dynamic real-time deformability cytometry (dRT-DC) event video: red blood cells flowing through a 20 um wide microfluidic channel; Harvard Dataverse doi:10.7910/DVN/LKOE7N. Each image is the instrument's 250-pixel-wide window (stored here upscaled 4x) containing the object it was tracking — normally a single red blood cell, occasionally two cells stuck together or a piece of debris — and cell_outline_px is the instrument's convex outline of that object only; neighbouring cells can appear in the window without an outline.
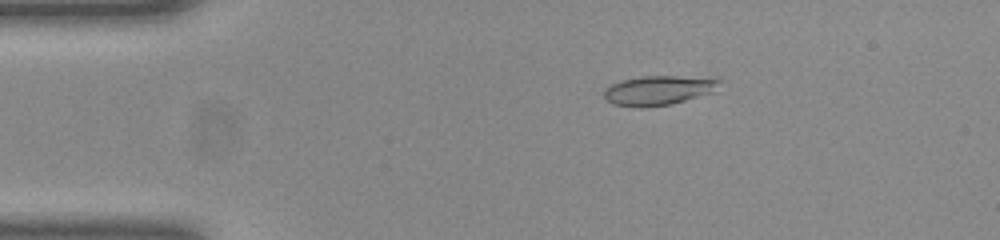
{"species": "common noctule bat (a hibernating species)", "species_latin": "Nyctalus noctula", "temperature_condition": "room temperature", "stored_images_in_passage": 50, "camera_frame_rate_fps": 3000, "um_per_image_px": 0.085, "animal": {"sex": "female", "body_mass_g": 23.0, "forearm_length_mm": 53.4}, "frame": {"image": 1, "passage_image": 9, "time_ms": 2.667, "image_size_px": [1000, 240], "cell_outline_px": [[724, 80], [712, 92], [672, 104], [644, 108], [636, 108], [612, 104], [604, 96], [604, 88], [620, 80], [640, 76], [716, 76]], "centroid_in_image_um": [56.02, 7.66], "position_along_channel_um": 29.0, "area_um2": 20.4}}
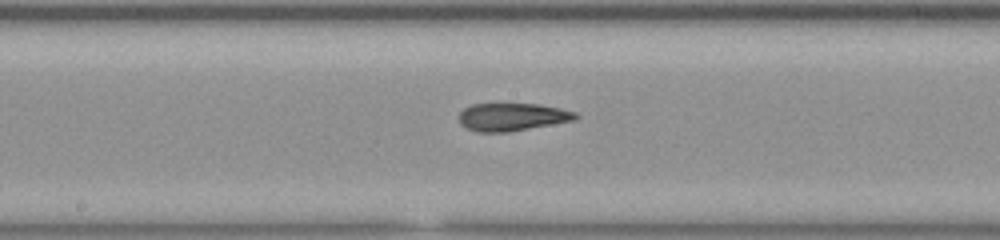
{"frame": {"image": 2, "passage_image": 26, "time_ms": 8.333, "image_size_px": [1000, 240], "cell_outline_px": [[580, 116], [576, 120], [508, 132], [480, 132], [468, 128], [460, 124], [460, 112], [464, 108], [472, 104], [496, 100], [540, 104], [560, 108], [576, 112]], "centroid_in_image_um": [43.54, 9.87], "position_along_channel_um": 204.7, "area_um2": 19.83}}
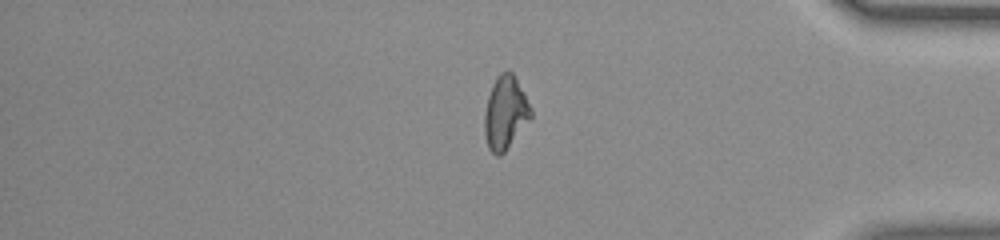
{"frame": {"image": 3, "passage_image": 42, "time_ms": 13.667, "image_size_px": [1000, 240], "cell_outline_px": [[532, 116], [504, 152], [500, 156], [496, 156], [488, 148], [484, 136], [484, 112], [488, 96], [492, 84], [496, 76], [500, 72], [508, 68], [512, 72], [532, 108]], "centroid_in_image_um": [42.92, 9.56], "position_along_channel_um": 392.3, "area_um2": 19.83}, "authors_computed_cell_mechanics": {"area_um2": 19.4208, "velocity_mm_per_s": 4.0516, "shape_relaxation_time_tau1_ms": 5.9743, "shape_relaxation_time_tau2_ms": 1.1522, "deformation_change_tau1": 0.194, "deformation_change_tau2": 0.0803}}